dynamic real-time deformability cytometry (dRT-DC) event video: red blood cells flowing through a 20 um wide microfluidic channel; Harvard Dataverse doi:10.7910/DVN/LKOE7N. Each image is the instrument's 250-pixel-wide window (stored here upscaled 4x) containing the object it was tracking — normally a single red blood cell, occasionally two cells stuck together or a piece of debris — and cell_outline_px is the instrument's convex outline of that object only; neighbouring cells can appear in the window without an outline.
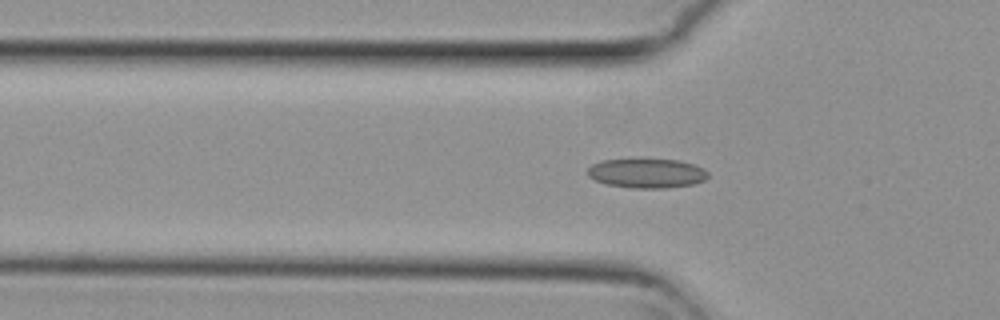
{"species": "common noctule bat (a hibernating species)", "species_latin": "Nyctalus noctula", "temperature_condition": "cold", "stored_images_in_passage": 28, "camera_frame_rate_fps": 3000, "um_per_image_px": 0.085, "animal": {"sex": "female", "body_mass_g": 29.2, "forearm_length_mm": 56.3}, "frame": {"image": 1, "passage_image": 5, "time_ms": 1.333, "image_size_px": [1000, 320], "cell_outline_px": [[708, 176], [704, 180], [692, 184], [664, 188], [632, 188], [608, 184], [596, 180], [588, 176], [588, 168], [592, 164], [600, 160], [680, 160], [704, 168], [708, 172]], "centroid_in_image_um": [54.98, 14.73], "position_along_channel_um": 70.8, "area_um2": 20.35}}
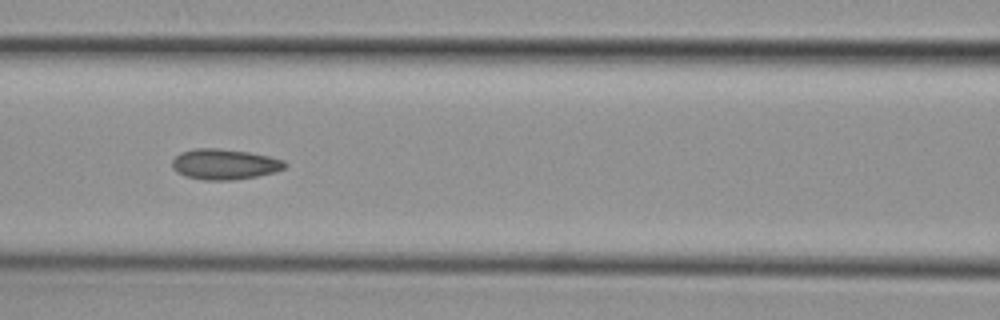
{"frame": {"image": 2, "passage_image": 11, "time_ms": 3.333, "image_size_px": [1000, 320], "cell_outline_px": [[288, 164], [284, 168], [276, 172], [256, 176], [232, 180], [204, 180], [184, 176], [176, 172], [172, 168], [172, 160], [180, 152], [196, 148], [220, 148], [248, 152], [268, 156], [284, 160]], "centroid_in_image_um": [19.07, 13.96], "position_along_channel_um": 147.5, "area_um2": 20.17}}
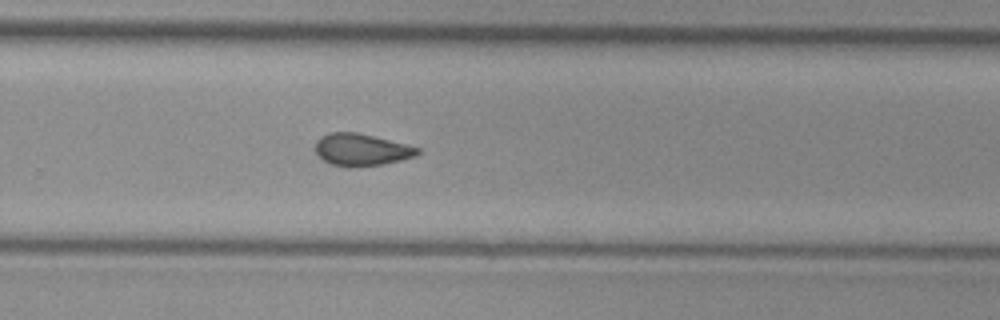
{"frame": {"image": 3, "passage_image": 23, "time_ms": 7.333, "image_size_px": [1000, 320], "cell_outline_px": [[420, 152], [416, 156], [384, 164], [356, 168], [348, 168], [332, 164], [324, 160], [316, 152], [316, 140], [320, 136], [328, 132], [356, 132], [420, 148]], "centroid_in_image_um": [30.69, 12.74], "position_along_channel_um": 299.1, "area_um2": 19.13}, "authors_computed_cell_mechanics": {"area_um2": 19.2474, "velocity_mm_per_s": 3.797, "shape_relaxation_time_tau1_ms": null, "shape_relaxation_time_tau2_ms": 4.5035, "deformation_change_tau1": null, "deformation_change_tau2": 0.0866}}